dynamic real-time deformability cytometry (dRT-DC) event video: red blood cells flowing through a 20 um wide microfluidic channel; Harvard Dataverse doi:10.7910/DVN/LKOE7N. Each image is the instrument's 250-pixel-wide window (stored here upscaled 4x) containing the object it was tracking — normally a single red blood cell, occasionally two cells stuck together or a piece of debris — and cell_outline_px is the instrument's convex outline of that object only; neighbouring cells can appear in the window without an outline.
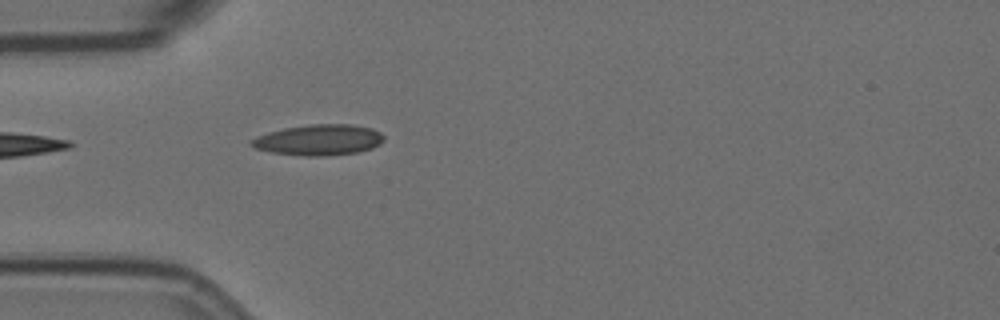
{"species": "Egyptian fruit bat (a non-hibernating species)", "species_latin": "Rousettus aegyptiacus", "temperature_condition": "room temperature", "stored_images_in_passage": 41, "camera_frame_rate_fps": 3000, "um_per_image_px": 0.085, "animal": {"sex": "female"}, "frame": {"image": 1, "passage_image": 1, "time_ms": 0.0, "image_size_px": [1000, 320], "cell_outline_px": [[384, 140], [380, 144], [372, 148], [360, 152], [324, 156], [304, 156], [272, 152], [256, 148], [248, 144], [248, 140], [268, 132], [284, 128], [308, 124], [352, 124], [372, 128], [380, 132], [384, 136]], "centroid_in_image_um": [27.11, 11.89], "position_along_channel_um": 57.9, "area_um2": 23.99}}
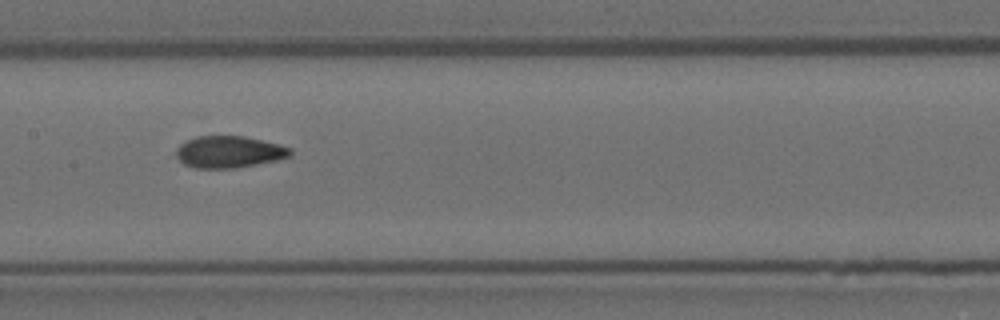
{"frame": {"image": 2, "passage_image": 12, "time_ms": 3.667, "image_size_px": [1000, 320], "cell_outline_px": [[292, 156], [276, 160], [236, 168], [196, 168], [184, 164], [176, 156], [176, 148], [180, 144], [196, 136], [244, 136], [292, 148]], "centroid_in_image_um": [19.46, 12.91], "position_along_channel_um": 187.9, "area_um2": 21.04}}
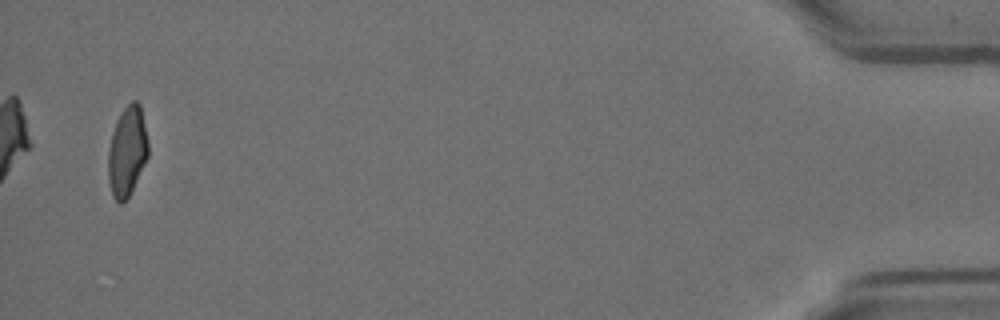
{"frame": {"image": 3, "passage_image": 39, "time_ms": 12.667, "image_size_px": [1000, 320], "cell_outline_px": [[148, 156], [128, 196], [120, 204], [112, 196], [108, 180], [108, 152], [112, 132], [124, 108], [132, 100], [136, 100], [140, 104], [148, 140]], "centroid_in_image_um": [10.8, 12.86], "position_along_channel_um": 424.4, "area_um2": 20.58}, "authors_computed_cell_mechanics": {"area_um2": 21.2126, "velocity_mm_per_s": 3.605, "shape_relaxation_time_tau1_ms": null, "shape_relaxation_time_tau2_ms": 1.6926, "deformation_change_tau1": null, "deformation_change_tau2": 0.0781}}